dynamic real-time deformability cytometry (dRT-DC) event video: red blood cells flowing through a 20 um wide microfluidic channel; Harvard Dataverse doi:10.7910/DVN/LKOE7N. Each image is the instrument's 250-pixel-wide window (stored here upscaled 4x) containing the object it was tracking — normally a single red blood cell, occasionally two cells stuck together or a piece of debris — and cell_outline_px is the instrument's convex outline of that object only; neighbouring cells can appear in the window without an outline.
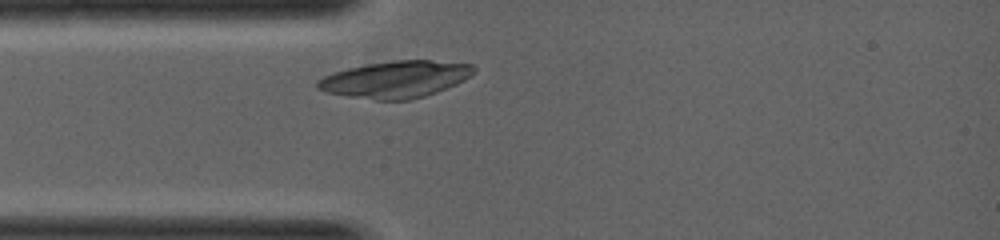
{"species": "common noctule bat (a hibernating species)", "species_latin": "Nyctalus noctula", "temperature_condition": "warm", "stored_images_in_passage": 2, "camera_frame_rate_fps": 5000, "um_per_image_px": 0.085, "animal": {"sex": "female", "body_mass_g": 19.0, "forearm_length_mm": 53.3}, "frame": {"image": 1, "passage_image": 2, "time_ms": 0.4, "image_size_px": [1000, 240], "cell_outline_px": [[476, 72], [464, 80], [456, 84], [436, 92], [412, 100], [376, 100], [348, 96], [328, 92], [316, 88], [316, 80], [324, 76], [348, 68], [368, 64], [396, 60], [432, 60], [472, 64], [476, 68]], "centroid_in_image_um": [33.65, 6.74], "position_along_channel_um": 51.3, "area_um2": 33.41}}